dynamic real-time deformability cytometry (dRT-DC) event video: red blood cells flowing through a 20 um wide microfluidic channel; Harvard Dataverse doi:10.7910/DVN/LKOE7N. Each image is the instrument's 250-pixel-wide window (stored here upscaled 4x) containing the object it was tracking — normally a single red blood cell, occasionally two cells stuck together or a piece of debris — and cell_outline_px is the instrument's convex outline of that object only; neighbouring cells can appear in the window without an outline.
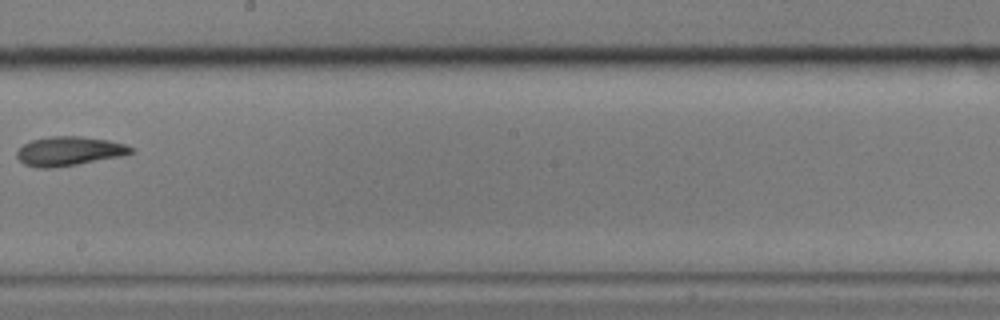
{"species": "common noctule bat (a hibernating species)", "species_latin": "Nyctalus noctula", "temperature_condition": "cold", "stored_images_in_passage": 15, "camera_frame_rate_fps": 3000, "um_per_image_px": 0.085, "animal": {"sex": "male", "body_mass_g": 17.9}, "frame": {"image": 1, "passage_image": 9, "time_ms": 2.667, "image_size_px": [1000, 320], "cell_outline_px": [[136, 148], [132, 152], [120, 156], [76, 164], [52, 168], [36, 168], [24, 164], [16, 156], [16, 152], [24, 144], [32, 140], [48, 136], [80, 136], [108, 140], [124, 144]], "centroid_in_image_um": [5.85, 12.84], "position_along_channel_um": 242.4, "area_um2": 19.25}}
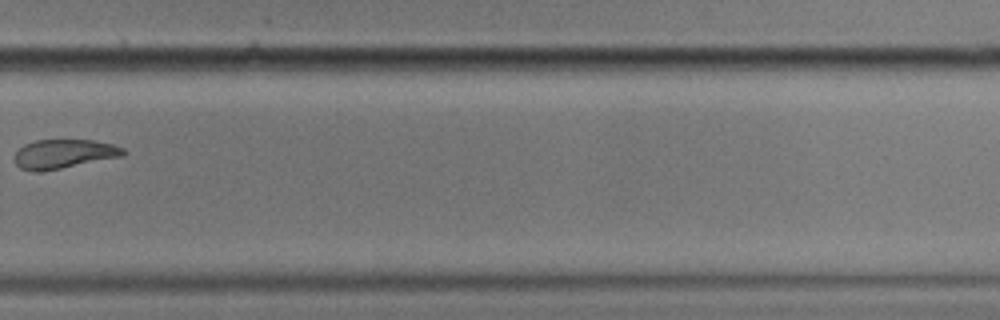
{"frame": {"image": 2, "passage_image": 11, "time_ms": 3.333, "image_size_px": [1000, 320], "cell_outline_px": [[128, 152], [124, 156], [40, 172], [32, 172], [20, 168], [16, 164], [16, 152], [24, 144], [36, 140], [92, 140], [112, 144], [124, 148]], "centroid_in_image_um": [5.45, 13.08], "position_along_channel_um": 324.3, "area_um2": 18.44}}